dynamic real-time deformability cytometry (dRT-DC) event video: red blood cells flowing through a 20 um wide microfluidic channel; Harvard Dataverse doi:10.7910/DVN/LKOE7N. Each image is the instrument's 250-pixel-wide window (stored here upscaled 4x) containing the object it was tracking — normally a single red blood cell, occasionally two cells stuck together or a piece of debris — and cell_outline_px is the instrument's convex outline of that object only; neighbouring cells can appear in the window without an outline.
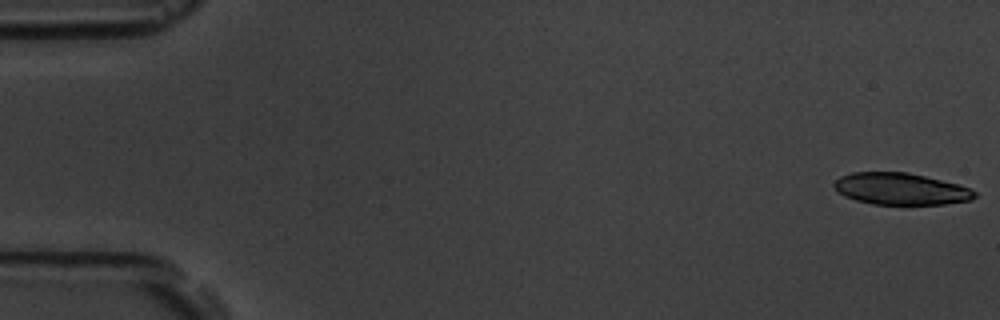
{"species": "common noctule bat (a hibernating species)", "species_latin": "Nyctalus noctula", "temperature_condition": "room temperature", "stored_images_in_passage": 55, "camera_frame_rate_fps": 3000, "um_per_image_px": 0.085, "animal": {"sex": "male", "body_mass_g": 19.5, "forearm_length_mm": 54.6}, "frame": {"image": 1, "passage_image": 1, "time_ms": 0.0, "image_size_px": [1000, 320], "cell_outline_px": [[976, 196], [968, 200], [944, 204], [872, 204], [856, 200], [844, 196], [832, 184], [840, 176], [852, 172], [908, 172], [960, 184], [976, 192]], "centroid_in_image_um": [76.55, 16.04], "position_along_channel_um": 8.4, "area_um2": 25.89}}
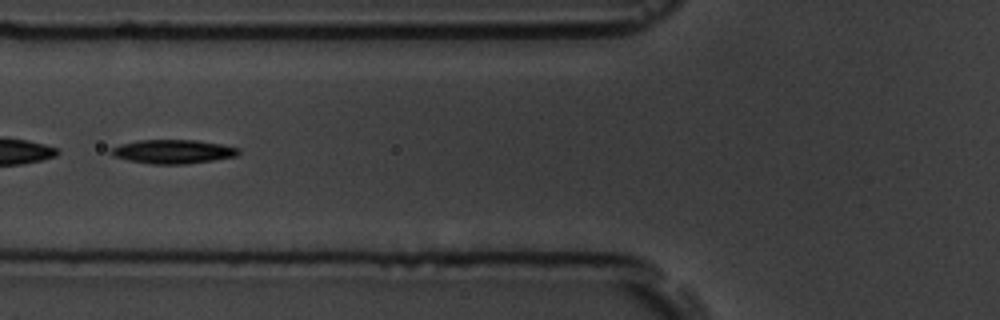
{"frame": {"image": 2, "passage_image": 22, "time_ms": 7.0, "image_size_px": [1000, 320], "cell_outline_px": [[240, 152], [236, 156], [188, 164], [152, 164], [128, 160], [112, 156], [108, 152], [112, 148], [120, 144], [140, 140], [196, 140], [220, 144], [240, 148]], "centroid_in_image_um": [14.68, 12.89], "position_along_channel_um": 111.1, "area_um2": 17.74}}
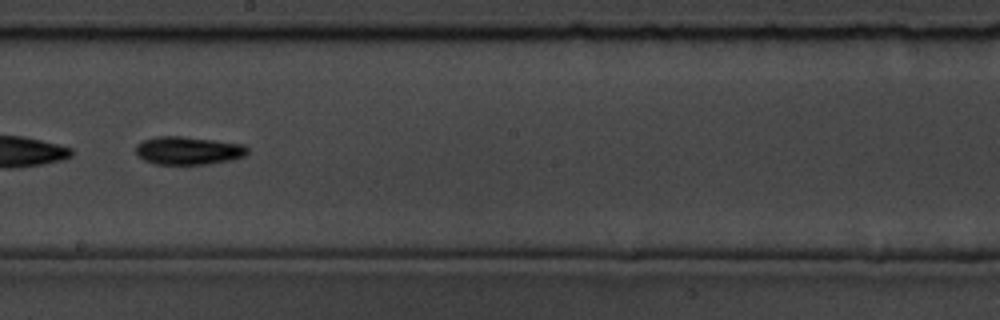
{"frame": {"image": 3, "passage_image": 32, "time_ms": 10.333, "image_size_px": [1000, 320], "cell_outline_px": [[248, 152], [244, 156], [232, 160], [208, 164], [156, 164], [144, 160], [136, 152], [136, 144], [144, 140], [156, 136], [184, 136], [244, 144], [248, 148]], "centroid_in_image_um": [16.02, 12.79], "position_along_channel_um": 232.2, "area_um2": 18.32}, "authors_computed_cell_mechanics": {"area_um2": 18.5538, "velocity_mm_per_s": 3.6363, "shape_relaxation_time_tau1_ms": 4.4404, "shape_relaxation_time_tau2_ms": null, "deformation_change_tau1": 0.1428, "deformation_change_tau2": null}}